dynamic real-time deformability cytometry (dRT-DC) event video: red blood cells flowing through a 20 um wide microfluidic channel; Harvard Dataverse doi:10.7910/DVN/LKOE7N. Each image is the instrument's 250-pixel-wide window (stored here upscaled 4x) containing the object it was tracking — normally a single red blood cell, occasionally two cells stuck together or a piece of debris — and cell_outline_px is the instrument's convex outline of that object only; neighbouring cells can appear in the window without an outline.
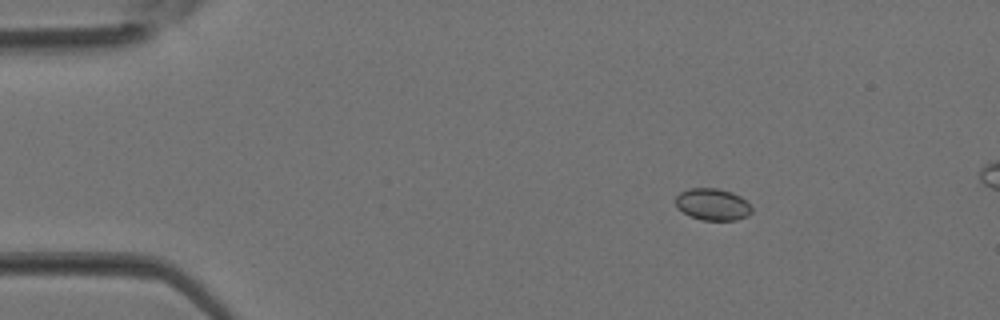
{"species": "Egyptian fruit bat (a non-hibernating species)", "species_latin": "Rousettus aegyptiacus", "temperature_condition": "room temperature", "stored_images_in_passage": 7, "camera_frame_rate_fps": 3000, "um_per_image_px": 0.085, "animal": {"sex": "female"}, "frame": {"image": 1, "passage_image": 1, "time_ms": 0.0, "image_size_px": [1000, 320], "cell_outline_px": [[752, 212], [748, 216], [736, 220], [704, 220], [692, 216], [684, 212], [676, 204], [676, 196], [680, 192], [688, 188], [716, 188], [732, 192], [740, 196], [752, 208]], "centroid_in_image_um": [60.59, 17.36], "position_along_channel_um": 24.4, "area_um2": 13.93}}